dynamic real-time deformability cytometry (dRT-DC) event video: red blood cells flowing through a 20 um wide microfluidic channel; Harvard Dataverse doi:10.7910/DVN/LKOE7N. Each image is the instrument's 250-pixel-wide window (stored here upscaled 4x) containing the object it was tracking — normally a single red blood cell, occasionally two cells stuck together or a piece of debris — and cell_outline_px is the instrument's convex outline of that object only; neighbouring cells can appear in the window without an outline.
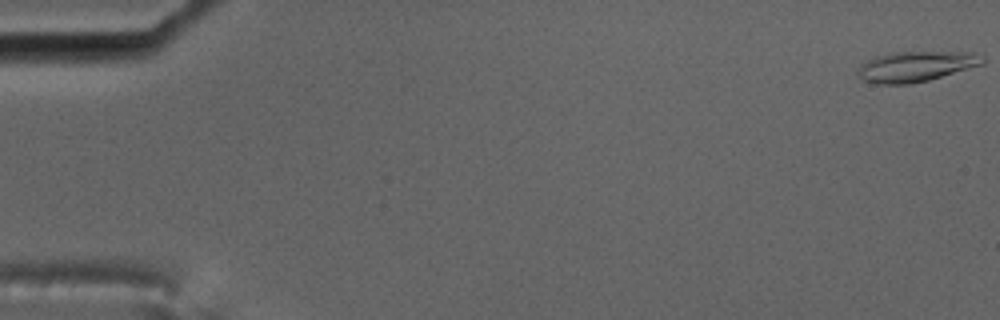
{"species": "common noctule bat (a hibernating species)", "species_latin": "Nyctalus noctula", "temperature_condition": "cold", "stored_images_in_passage": 58, "camera_frame_rate_fps": 3000, "um_per_image_px": 0.085, "animal": {"sex": "male", "body_mass_g": 17.5, "forearm_length_mm": 52.3}, "frame": {"image": 1, "passage_image": 1, "time_ms": 0.0, "image_size_px": [1000, 320], "cell_outline_px": [[984, 64], [928, 80], [912, 84], [876, 84], [864, 80], [856, 72], [860, 64], [872, 56], [892, 52], [976, 52], [984, 56]], "centroid_in_image_um": [77.83, 5.64], "position_along_channel_um": 7.2, "area_um2": 22.31}}
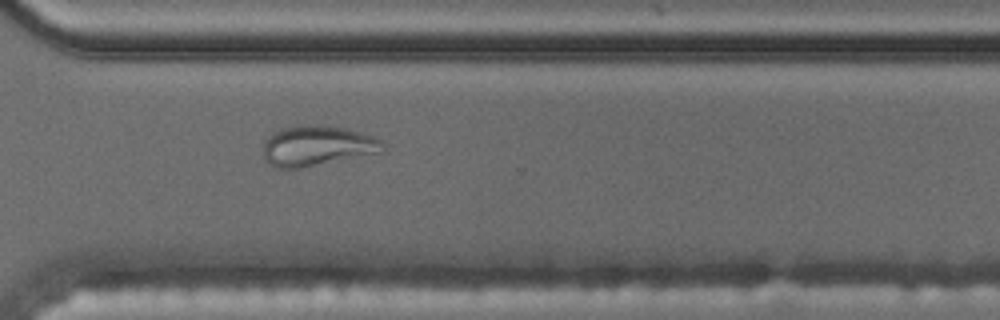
{"frame": {"image": 2, "passage_image": 43, "time_ms": 14.0, "image_size_px": [1000, 320], "cell_outline_px": [[384, 152], [300, 168], [276, 168], [268, 164], [264, 156], [264, 140], [272, 132], [280, 128], [300, 124], [324, 124], [344, 128], [372, 136], [380, 140], [384, 144]], "centroid_in_image_um": [26.93, 12.38], "position_along_channel_um": 343.7, "area_um2": 28.38}}
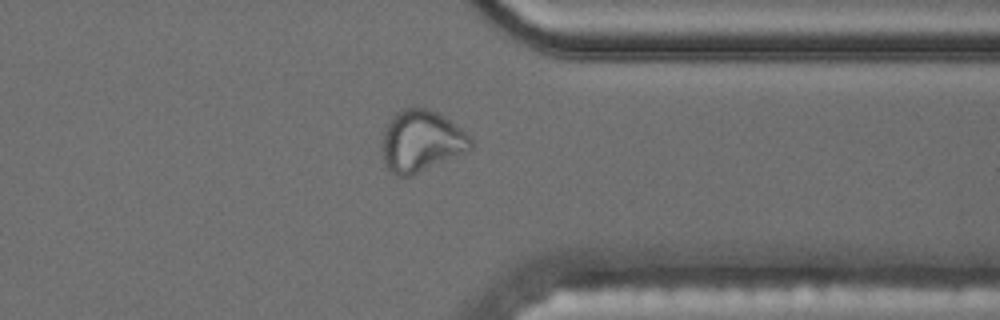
{"frame": {"image": 3, "passage_image": 46, "time_ms": 15.0, "image_size_px": [1000, 320], "cell_outline_px": [[472, 148], [412, 176], [396, 176], [384, 164], [384, 128], [388, 120], [396, 112], [404, 108], [428, 108], [444, 116], [460, 128], [472, 140]], "centroid_in_image_um": [35.79, 11.98], "position_along_channel_um": 375.6, "area_um2": 31.27}, "authors_computed_cell_mechanics": {"area_um2": 21.4727, "velocity_mm_per_s": 3.4882, "shape_relaxation_time_tau1_ms": null, "shape_relaxation_time_tau2_ms": 1.778, "deformation_change_tau1": null, "deformation_change_tau2": 0.0821}}